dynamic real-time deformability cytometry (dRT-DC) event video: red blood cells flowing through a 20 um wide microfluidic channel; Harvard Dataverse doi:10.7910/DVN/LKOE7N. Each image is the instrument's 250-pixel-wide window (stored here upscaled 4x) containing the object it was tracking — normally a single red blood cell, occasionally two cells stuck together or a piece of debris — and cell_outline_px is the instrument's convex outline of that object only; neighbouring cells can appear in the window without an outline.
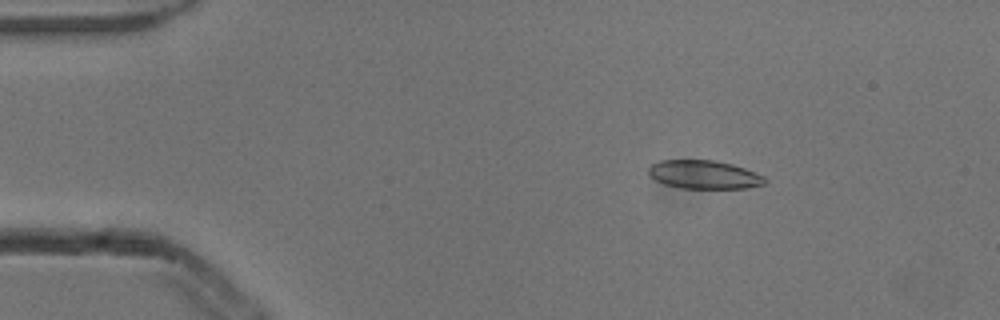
{"species": "common noctule bat (a hibernating species)", "species_latin": "Nyctalus noctula", "temperature_condition": "cold", "stored_images_in_passage": 5, "camera_frame_rate_fps": 3000, "um_per_image_px": 0.085, "animal": {"sex": "male", "body_mass_g": 13.3}, "frame": {"image": 1, "passage_image": 3, "time_ms": 0.667, "image_size_px": [1000, 320], "cell_outline_px": [[768, 180], [764, 184], [744, 188], [680, 188], [664, 184], [648, 176], [648, 168], [652, 164], [660, 160], [712, 160], [732, 164], [744, 168], [764, 176]], "centroid_in_image_um": [59.82, 14.84], "position_along_channel_um": 25.2, "area_um2": 19.31}}
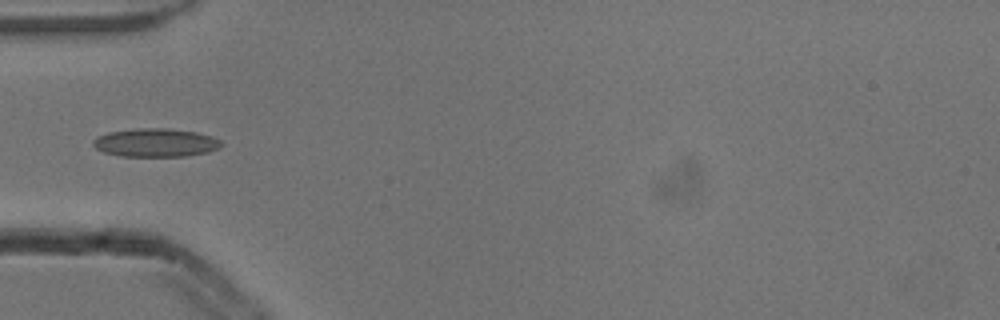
{"frame": {"image": 2, "passage_image": 5, "time_ms": 1.333, "image_size_px": [1000, 320], "cell_outline_px": [[224, 144], [220, 148], [208, 152], [184, 156], [120, 156], [104, 152], [96, 148], [92, 144], [92, 140], [108, 132], [140, 128], [168, 128], [196, 132], [212, 136], [220, 140]], "centroid_in_image_um": [13.26, 12.12], "position_along_channel_um": 71.7, "area_um2": 21.21}}